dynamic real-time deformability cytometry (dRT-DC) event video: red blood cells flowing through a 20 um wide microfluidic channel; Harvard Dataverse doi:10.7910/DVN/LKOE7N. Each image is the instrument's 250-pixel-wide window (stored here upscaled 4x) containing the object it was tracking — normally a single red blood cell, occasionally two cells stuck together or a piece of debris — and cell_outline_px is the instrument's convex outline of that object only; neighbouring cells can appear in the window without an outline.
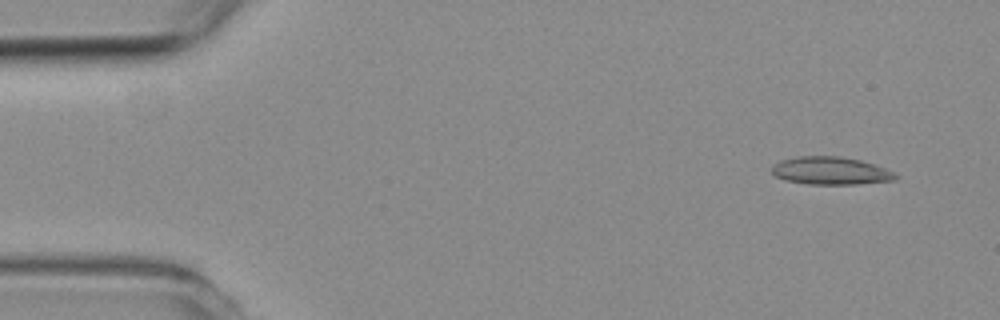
{"species": "common noctule bat (a hibernating species)", "species_latin": "Nyctalus noctula", "temperature_condition": "room temperature", "stored_images_in_passage": 4, "camera_frame_rate_fps": 3000, "um_per_image_px": 0.085, "animal": {"sex": "female", "body_mass_g": 19.3, "forearm_length_mm": 54.1}, "frame": {"image": 1, "passage_image": 1, "time_ms": 0.0, "image_size_px": [1000, 320], "cell_outline_px": [[900, 176], [896, 180], [856, 184], [808, 184], [784, 180], [776, 176], [772, 172], [772, 168], [780, 160], [800, 156], [840, 156], [860, 160], [896, 172]], "centroid_in_image_um": [70.64, 14.52], "position_along_channel_um": 14.4, "area_um2": 20.0}}
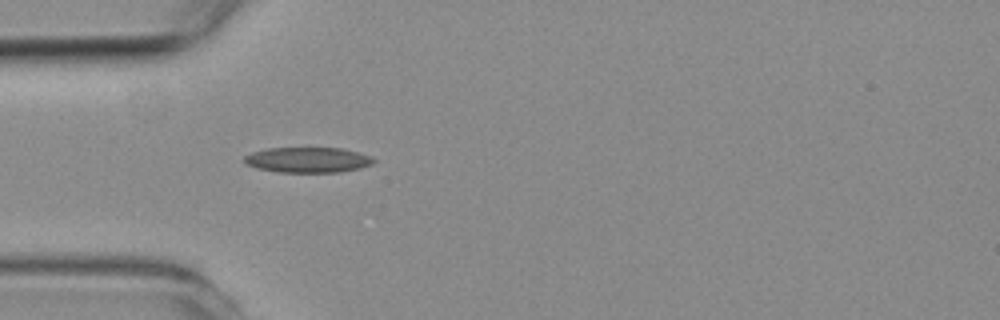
{"frame": {"image": 2, "passage_image": 4, "time_ms": 4.0, "image_size_px": [1000, 320], "cell_outline_px": [[376, 160], [372, 164], [360, 168], [340, 172], [276, 172], [256, 168], [244, 164], [244, 156], [252, 152], [268, 148], [344, 148], [360, 152], [372, 156]], "centroid_in_image_um": [26.18, 13.59], "position_along_channel_um": 58.8, "area_um2": 19.36}}